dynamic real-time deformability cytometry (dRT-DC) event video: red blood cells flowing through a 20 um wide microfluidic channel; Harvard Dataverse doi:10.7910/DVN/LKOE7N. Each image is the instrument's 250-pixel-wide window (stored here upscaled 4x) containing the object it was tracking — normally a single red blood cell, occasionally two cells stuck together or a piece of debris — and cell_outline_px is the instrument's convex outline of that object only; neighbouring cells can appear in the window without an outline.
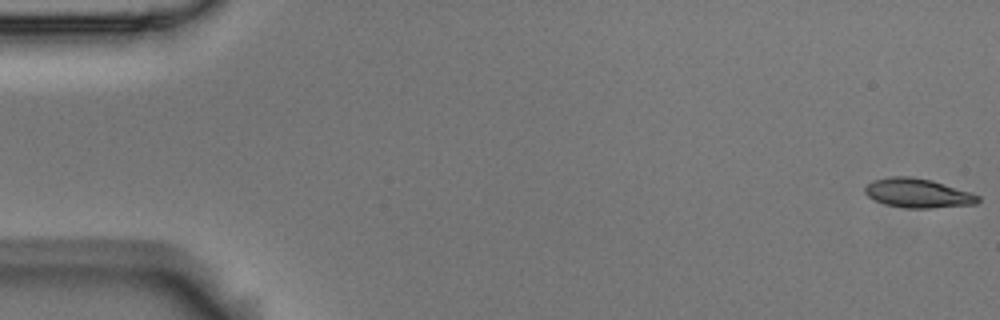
{"species": "Egyptian fruit bat (a non-hibernating species)", "species_latin": "Rousettus aegyptiacus", "temperature_condition": "room temperature", "stored_images_in_passage": 4, "camera_frame_rate_fps": 3000, "um_per_image_px": 0.085, "animal": {"sex": "male"}, "frame": {"image": 1, "passage_image": 1, "time_ms": 0.0, "image_size_px": [1000, 320], "cell_outline_px": [[980, 200], [976, 204], [932, 208], [904, 208], [884, 204], [868, 196], [864, 192], [864, 188], [872, 180], [892, 176], [912, 176], [932, 180], [972, 192], [980, 196]], "centroid_in_image_um": [78.03, 16.41], "position_along_channel_um": 7.0, "area_um2": 19.42}}